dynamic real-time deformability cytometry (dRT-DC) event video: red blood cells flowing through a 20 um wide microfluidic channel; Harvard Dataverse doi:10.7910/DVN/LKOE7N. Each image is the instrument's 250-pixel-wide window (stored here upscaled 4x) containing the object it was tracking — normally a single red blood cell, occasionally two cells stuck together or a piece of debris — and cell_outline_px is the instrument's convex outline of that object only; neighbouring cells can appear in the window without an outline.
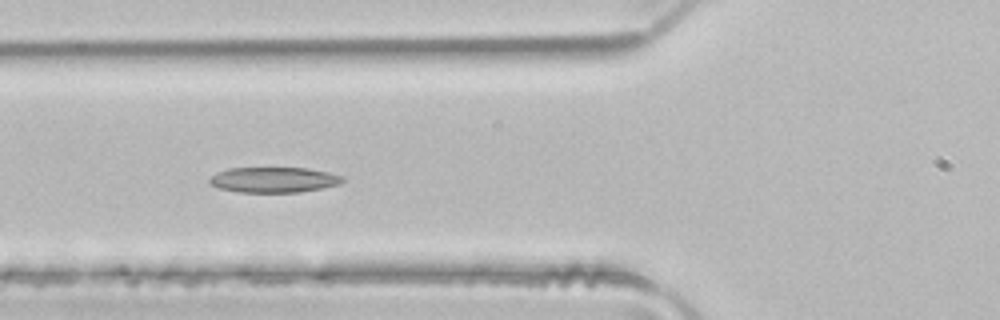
{"species": "common noctule bat (a hibernating species)", "species_latin": "Nyctalus noctula", "temperature_condition": "room temperature", "stored_images_in_passage": 5, "camera_frame_rate_fps": 3000, "um_per_image_px": 0.085, "animal": {"sex": "male", "body_mass_g": 21.5, "forearm_length_mm": 52.0}, "frame": {"image": 1, "passage_image": 4, "time_ms": 1.0, "image_size_px": [1000, 320], "cell_outline_px": [[344, 180], [340, 184], [300, 192], [236, 192], [216, 188], [208, 180], [216, 172], [228, 168], [308, 168], [328, 172], [344, 176]], "centroid_in_image_um": [23.25, 15.28], "position_along_channel_um": 102.5, "area_um2": 19.77}}
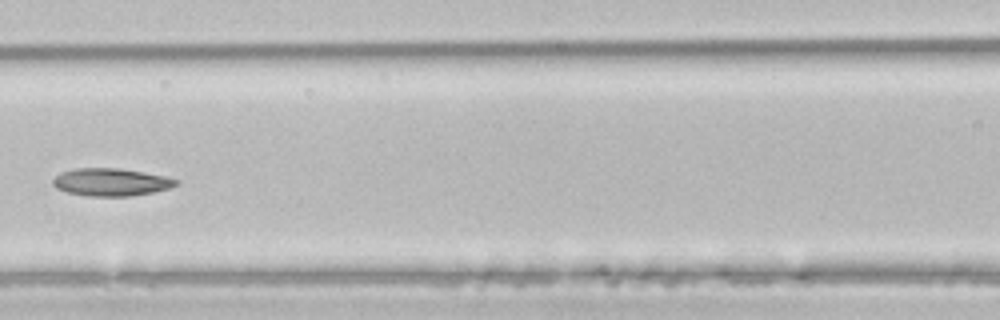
{"frame": {"image": 2, "passage_image": 5, "time_ms": 1.333, "image_size_px": [1000, 320], "cell_outline_px": [[180, 184], [168, 188], [152, 192], [132, 196], [88, 196], [68, 192], [56, 188], [52, 184], [52, 180], [60, 172], [76, 168], [120, 168], [164, 176], [180, 180]], "centroid_in_image_um": [9.43, 15.48], "position_along_channel_um": 157.2, "area_um2": 19.83}}